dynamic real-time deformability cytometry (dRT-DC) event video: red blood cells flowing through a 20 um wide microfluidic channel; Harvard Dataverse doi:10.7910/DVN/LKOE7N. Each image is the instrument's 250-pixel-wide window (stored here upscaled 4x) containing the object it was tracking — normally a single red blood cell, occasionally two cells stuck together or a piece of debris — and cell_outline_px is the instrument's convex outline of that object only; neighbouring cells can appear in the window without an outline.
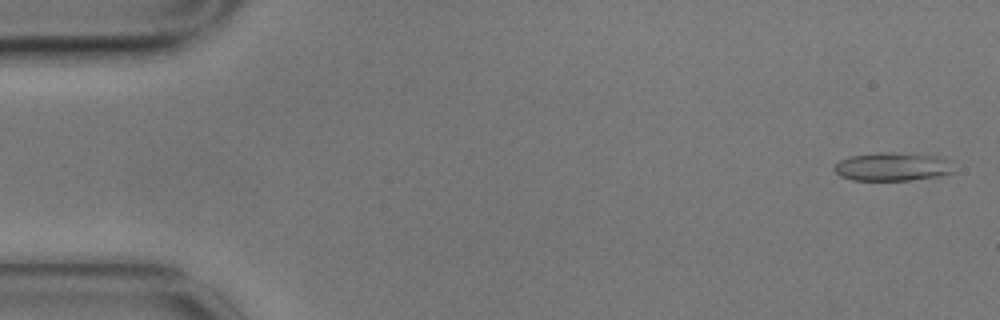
{"species": "common noctule bat (a hibernating species)", "species_latin": "Nyctalus noctula", "temperature_condition": "cold", "stored_images_in_passage": 5, "camera_frame_rate_fps": 3000, "um_per_image_px": 0.085, "animal": {"sex": "male", "body_mass_g": 17.9}, "frame": {"image": 1, "passage_image": 1, "time_ms": 0.0, "image_size_px": [1000, 320], "cell_outline_px": [[956, 172], [944, 176], [912, 180], [852, 180], [840, 176], [832, 168], [840, 160], [848, 156], [876, 152], [892, 152], [936, 156], [948, 160]], "centroid_in_image_um": [75.87, 14.17], "position_along_channel_um": 9.1, "area_um2": 20.06}}
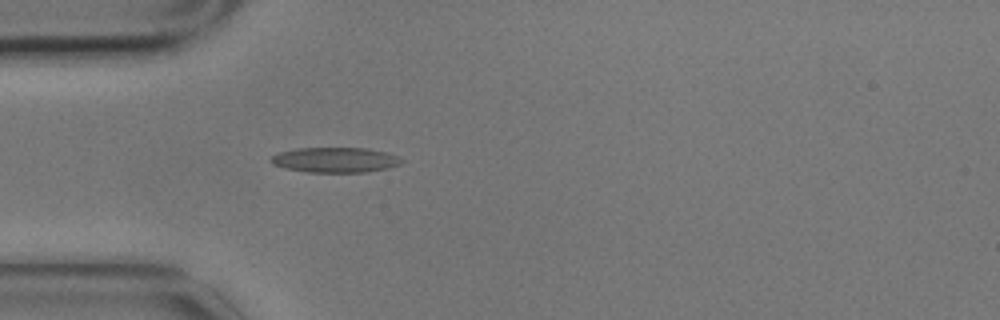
{"frame": {"image": 2, "passage_image": 5, "time_ms": 1.333, "image_size_px": [1000, 320], "cell_outline_px": [[404, 160], [400, 164], [388, 168], [368, 172], [308, 172], [284, 168], [272, 164], [268, 160], [272, 156], [280, 152], [296, 148], [368, 148], [384, 152], [396, 156]], "centroid_in_image_um": [28.46, 13.59], "position_along_channel_um": 56.5, "area_um2": 19.13}}